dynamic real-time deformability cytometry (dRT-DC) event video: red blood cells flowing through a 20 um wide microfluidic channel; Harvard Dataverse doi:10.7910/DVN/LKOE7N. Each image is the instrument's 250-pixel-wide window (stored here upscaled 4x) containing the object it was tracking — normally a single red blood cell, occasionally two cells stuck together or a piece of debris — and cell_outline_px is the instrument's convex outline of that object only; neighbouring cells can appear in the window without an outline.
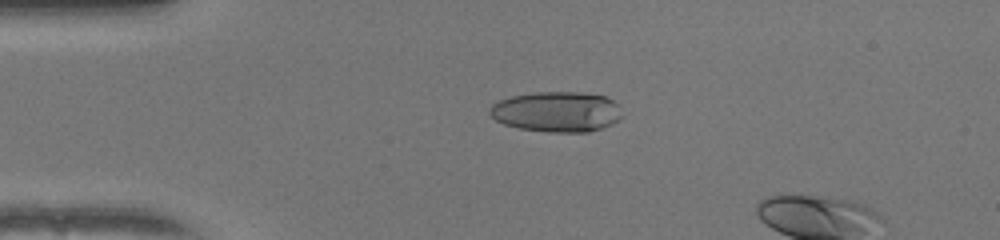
{"species": "human", "species_latin": "Homo sapiens", "temperature_condition": "warm", "stored_images_in_passage": 16, "camera_frame_rate_fps": 3000, "um_per_image_px": 0.085, "donor": {"sex": "female"}, "frame": {"image": 1, "passage_image": 12, "time_ms": 3.667, "image_size_px": [1000, 240], "cell_outline_px": [[624, 116], [620, 120], [612, 124], [588, 132], [548, 132], [520, 128], [504, 124], [496, 120], [488, 112], [488, 108], [492, 104], [500, 100], [512, 96], [536, 92], [580, 92], [604, 96], [612, 100], [616, 104]], "centroid_in_image_um": [47.32, 9.5], "position_along_channel_um": 37.7, "area_um2": 31.15}}